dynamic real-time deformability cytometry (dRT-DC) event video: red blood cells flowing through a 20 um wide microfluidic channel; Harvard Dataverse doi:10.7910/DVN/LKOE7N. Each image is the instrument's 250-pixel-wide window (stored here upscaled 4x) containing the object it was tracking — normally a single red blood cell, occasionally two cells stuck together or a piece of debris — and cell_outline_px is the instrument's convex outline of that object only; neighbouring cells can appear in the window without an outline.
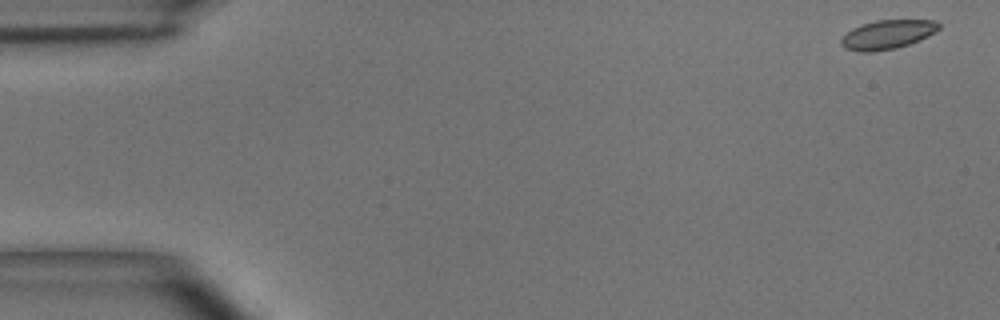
{"species": "common noctule bat (a hibernating species)", "species_latin": "Nyctalus noctula", "temperature_condition": "room temperature", "stored_images_in_passage": 4, "camera_frame_rate_fps": 3000, "um_per_image_px": 0.085, "animal": {"sex": "male", "body_mass_g": 15.6}, "frame": {"image": 1, "passage_image": 1, "time_ms": 0.0, "image_size_px": [1000, 320], "cell_outline_px": [[940, 28], [936, 32], [920, 40], [896, 48], [872, 52], [860, 52], [844, 48], [840, 44], [840, 40], [852, 28], [860, 24], [876, 20], [936, 20], [940, 24]], "centroid_in_image_um": [75.44, 2.93], "position_along_channel_um": 9.6, "area_um2": 16.65}}
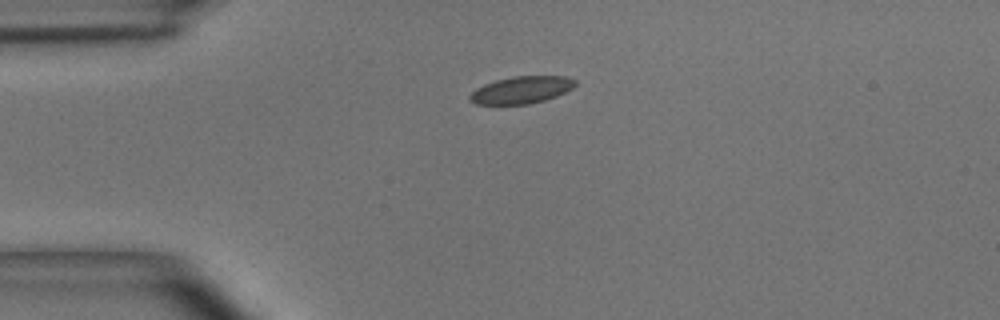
{"frame": {"image": 2, "passage_image": 3, "time_ms": 0.667, "image_size_px": [1000, 320], "cell_outline_px": [[576, 84], [572, 88], [556, 96], [544, 100], [528, 104], [476, 104], [468, 100], [468, 96], [476, 88], [484, 84], [496, 80], [512, 76], [564, 76], [576, 80]], "centroid_in_image_um": [44.29, 7.64], "position_along_channel_um": 40.7, "area_um2": 16.65}}